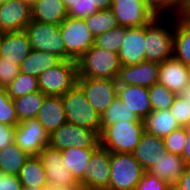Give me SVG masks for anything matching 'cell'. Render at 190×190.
Instances as JSON below:
<instances>
[{
	"mask_svg": "<svg viewBox=\"0 0 190 190\" xmlns=\"http://www.w3.org/2000/svg\"><path fill=\"white\" fill-rule=\"evenodd\" d=\"M167 17L168 16L155 17L149 24L146 25V61L160 64L161 62L173 57L174 18Z\"/></svg>",
	"mask_w": 190,
	"mask_h": 190,
	"instance_id": "1",
	"label": "cell"
},
{
	"mask_svg": "<svg viewBox=\"0 0 190 190\" xmlns=\"http://www.w3.org/2000/svg\"><path fill=\"white\" fill-rule=\"evenodd\" d=\"M78 77L116 79L122 67L118 53L95 45L91 46L77 61Z\"/></svg>",
	"mask_w": 190,
	"mask_h": 190,
	"instance_id": "2",
	"label": "cell"
},
{
	"mask_svg": "<svg viewBox=\"0 0 190 190\" xmlns=\"http://www.w3.org/2000/svg\"><path fill=\"white\" fill-rule=\"evenodd\" d=\"M143 121H121L101 127L100 146L115 153H133L144 132Z\"/></svg>",
	"mask_w": 190,
	"mask_h": 190,
	"instance_id": "3",
	"label": "cell"
},
{
	"mask_svg": "<svg viewBox=\"0 0 190 190\" xmlns=\"http://www.w3.org/2000/svg\"><path fill=\"white\" fill-rule=\"evenodd\" d=\"M61 98L67 122L95 130L100 135L101 117L90 105L85 92L78 83L63 94Z\"/></svg>",
	"mask_w": 190,
	"mask_h": 190,
	"instance_id": "4",
	"label": "cell"
},
{
	"mask_svg": "<svg viewBox=\"0 0 190 190\" xmlns=\"http://www.w3.org/2000/svg\"><path fill=\"white\" fill-rule=\"evenodd\" d=\"M144 172L133 153L110 152V183L107 190H135Z\"/></svg>",
	"mask_w": 190,
	"mask_h": 190,
	"instance_id": "5",
	"label": "cell"
},
{
	"mask_svg": "<svg viewBox=\"0 0 190 190\" xmlns=\"http://www.w3.org/2000/svg\"><path fill=\"white\" fill-rule=\"evenodd\" d=\"M24 30L27 33L32 50L51 53L62 60H73L66 53L59 25L31 20Z\"/></svg>",
	"mask_w": 190,
	"mask_h": 190,
	"instance_id": "6",
	"label": "cell"
},
{
	"mask_svg": "<svg viewBox=\"0 0 190 190\" xmlns=\"http://www.w3.org/2000/svg\"><path fill=\"white\" fill-rule=\"evenodd\" d=\"M77 79L76 61L63 60L38 76L39 90L46 96H62L77 83Z\"/></svg>",
	"mask_w": 190,
	"mask_h": 190,
	"instance_id": "7",
	"label": "cell"
},
{
	"mask_svg": "<svg viewBox=\"0 0 190 190\" xmlns=\"http://www.w3.org/2000/svg\"><path fill=\"white\" fill-rule=\"evenodd\" d=\"M41 159L47 177L49 190H80L79 183L66 170L62 151L49 145L45 146L38 155Z\"/></svg>",
	"mask_w": 190,
	"mask_h": 190,
	"instance_id": "8",
	"label": "cell"
},
{
	"mask_svg": "<svg viewBox=\"0 0 190 190\" xmlns=\"http://www.w3.org/2000/svg\"><path fill=\"white\" fill-rule=\"evenodd\" d=\"M48 145L60 151L72 146L98 148L100 146V136L95 130L65 122L49 135Z\"/></svg>",
	"mask_w": 190,
	"mask_h": 190,
	"instance_id": "9",
	"label": "cell"
},
{
	"mask_svg": "<svg viewBox=\"0 0 190 190\" xmlns=\"http://www.w3.org/2000/svg\"><path fill=\"white\" fill-rule=\"evenodd\" d=\"M66 53L77 61L91 46L95 38L84 19L67 17L60 25Z\"/></svg>",
	"mask_w": 190,
	"mask_h": 190,
	"instance_id": "10",
	"label": "cell"
},
{
	"mask_svg": "<svg viewBox=\"0 0 190 190\" xmlns=\"http://www.w3.org/2000/svg\"><path fill=\"white\" fill-rule=\"evenodd\" d=\"M77 83L85 92L90 105L100 116L118 97L116 79L78 77Z\"/></svg>",
	"mask_w": 190,
	"mask_h": 190,
	"instance_id": "11",
	"label": "cell"
},
{
	"mask_svg": "<svg viewBox=\"0 0 190 190\" xmlns=\"http://www.w3.org/2000/svg\"><path fill=\"white\" fill-rule=\"evenodd\" d=\"M79 186L83 190H107L110 183V151L99 146L89 160Z\"/></svg>",
	"mask_w": 190,
	"mask_h": 190,
	"instance_id": "12",
	"label": "cell"
},
{
	"mask_svg": "<svg viewBox=\"0 0 190 190\" xmlns=\"http://www.w3.org/2000/svg\"><path fill=\"white\" fill-rule=\"evenodd\" d=\"M111 10L119 26L125 28L145 26L156 17L145 0H112Z\"/></svg>",
	"mask_w": 190,
	"mask_h": 190,
	"instance_id": "13",
	"label": "cell"
},
{
	"mask_svg": "<svg viewBox=\"0 0 190 190\" xmlns=\"http://www.w3.org/2000/svg\"><path fill=\"white\" fill-rule=\"evenodd\" d=\"M49 135L36 118L27 119L17 124L14 143L30 156H38L49 144Z\"/></svg>",
	"mask_w": 190,
	"mask_h": 190,
	"instance_id": "14",
	"label": "cell"
},
{
	"mask_svg": "<svg viewBox=\"0 0 190 190\" xmlns=\"http://www.w3.org/2000/svg\"><path fill=\"white\" fill-rule=\"evenodd\" d=\"M158 83L176 95L186 92L190 86V68L174 57L159 64Z\"/></svg>",
	"mask_w": 190,
	"mask_h": 190,
	"instance_id": "15",
	"label": "cell"
},
{
	"mask_svg": "<svg viewBox=\"0 0 190 190\" xmlns=\"http://www.w3.org/2000/svg\"><path fill=\"white\" fill-rule=\"evenodd\" d=\"M159 64L143 61L131 66H122L116 78L118 85H135L150 88L158 83Z\"/></svg>",
	"mask_w": 190,
	"mask_h": 190,
	"instance_id": "16",
	"label": "cell"
},
{
	"mask_svg": "<svg viewBox=\"0 0 190 190\" xmlns=\"http://www.w3.org/2000/svg\"><path fill=\"white\" fill-rule=\"evenodd\" d=\"M146 25L126 28L125 37L118 51L122 66H131L145 61Z\"/></svg>",
	"mask_w": 190,
	"mask_h": 190,
	"instance_id": "17",
	"label": "cell"
},
{
	"mask_svg": "<svg viewBox=\"0 0 190 190\" xmlns=\"http://www.w3.org/2000/svg\"><path fill=\"white\" fill-rule=\"evenodd\" d=\"M31 20V8L20 0H9L0 5V34L23 31Z\"/></svg>",
	"mask_w": 190,
	"mask_h": 190,
	"instance_id": "18",
	"label": "cell"
},
{
	"mask_svg": "<svg viewBox=\"0 0 190 190\" xmlns=\"http://www.w3.org/2000/svg\"><path fill=\"white\" fill-rule=\"evenodd\" d=\"M32 47L25 30L0 34V57L4 61L21 64Z\"/></svg>",
	"mask_w": 190,
	"mask_h": 190,
	"instance_id": "19",
	"label": "cell"
},
{
	"mask_svg": "<svg viewBox=\"0 0 190 190\" xmlns=\"http://www.w3.org/2000/svg\"><path fill=\"white\" fill-rule=\"evenodd\" d=\"M118 98L141 120H144L152 112L147 87L118 85Z\"/></svg>",
	"mask_w": 190,
	"mask_h": 190,
	"instance_id": "20",
	"label": "cell"
},
{
	"mask_svg": "<svg viewBox=\"0 0 190 190\" xmlns=\"http://www.w3.org/2000/svg\"><path fill=\"white\" fill-rule=\"evenodd\" d=\"M167 152L162 138L144 131L133 154L143 169L148 171Z\"/></svg>",
	"mask_w": 190,
	"mask_h": 190,
	"instance_id": "21",
	"label": "cell"
},
{
	"mask_svg": "<svg viewBox=\"0 0 190 190\" xmlns=\"http://www.w3.org/2000/svg\"><path fill=\"white\" fill-rule=\"evenodd\" d=\"M185 166V161L181 156L167 152L147 172L174 187L183 175Z\"/></svg>",
	"mask_w": 190,
	"mask_h": 190,
	"instance_id": "22",
	"label": "cell"
},
{
	"mask_svg": "<svg viewBox=\"0 0 190 190\" xmlns=\"http://www.w3.org/2000/svg\"><path fill=\"white\" fill-rule=\"evenodd\" d=\"M36 119L49 134L67 122L61 96H46Z\"/></svg>",
	"mask_w": 190,
	"mask_h": 190,
	"instance_id": "23",
	"label": "cell"
},
{
	"mask_svg": "<svg viewBox=\"0 0 190 190\" xmlns=\"http://www.w3.org/2000/svg\"><path fill=\"white\" fill-rule=\"evenodd\" d=\"M32 20L60 25L67 17V9L62 0H38L31 8Z\"/></svg>",
	"mask_w": 190,
	"mask_h": 190,
	"instance_id": "24",
	"label": "cell"
},
{
	"mask_svg": "<svg viewBox=\"0 0 190 190\" xmlns=\"http://www.w3.org/2000/svg\"><path fill=\"white\" fill-rule=\"evenodd\" d=\"M97 148H78L75 146L62 150L63 162L66 170L70 171L76 181L79 183L88 168L89 160Z\"/></svg>",
	"mask_w": 190,
	"mask_h": 190,
	"instance_id": "25",
	"label": "cell"
},
{
	"mask_svg": "<svg viewBox=\"0 0 190 190\" xmlns=\"http://www.w3.org/2000/svg\"><path fill=\"white\" fill-rule=\"evenodd\" d=\"M173 57L190 66V20L185 16L174 18Z\"/></svg>",
	"mask_w": 190,
	"mask_h": 190,
	"instance_id": "26",
	"label": "cell"
},
{
	"mask_svg": "<svg viewBox=\"0 0 190 190\" xmlns=\"http://www.w3.org/2000/svg\"><path fill=\"white\" fill-rule=\"evenodd\" d=\"M63 60L51 53L32 50L27 57L19 64L21 73L38 78L44 71L55 67Z\"/></svg>",
	"mask_w": 190,
	"mask_h": 190,
	"instance_id": "27",
	"label": "cell"
},
{
	"mask_svg": "<svg viewBox=\"0 0 190 190\" xmlns=\"http://www.w3.org/2000/svg\"><path fill=\"white\" fill-rule=\"evenodd\" d=\"M144 130L159 138H164L181 127L173 117L170 109L152 111L144 120Z\"/></svg>",
	"mask_w": 190,
	"mask_h": 190,
	"instance_id": "28",
	"label": "cell"
},
{
	"mask_svg": "<svg viewBox=\"0 0 190 190\" xmlns=\"http://www.w3.org/2000/svg\"><path fill=\"white\" fill-rule=\"evenodd\" d=\"M30 155L13 143L0 150V172L6 175L18 176L21 168Z\"/></svg>",
	"mask_w": 190,
	"mask_h": 190,
	"instance_id": "29",
	"label": "cell"
},
{
	"mask_svg": "<svg viewBox=\"0 0 190 190\" xmlns=\"http://www.w3.org/2000/svg\"><path fill=\"white\" fill-rule=\"evenodd\" d=\"M18 178L21 185L47 187L46 172L39 156H30L21 168Z\"/></svg>",
	"mask_w": 190,
	"mask_h": 190,
	"instance_id": "30",
	"label": "cell"
},
{
	"mask_svg": "<svg viewBox=\"0 0 190 190\" xmlns=\"http://www.w3.org/2000/svg\"><path fill=\"white\" fill-rule=\"evenodd\" d=\"M46 95L40 90L13 99L18 121L36 118Z\"/></svg>",
	"mask_w": 190,
	"mask_h": 190,
	"instance_id": "31",
	"label": "cell"
},
{
	"mask_svg": "<svg viewBox=\"0 0 190 190\" xmlns=\"http://www.w3.org/2000/svg\"><path fill=\"white\" fill-rule=\"evenodd\" d=\"M100 117L101 127H107L108 125H113L121 121H143L124 105L118 97Z\"/></svg>",
	"mask_w": 190,
	"mask_h": 190,
	"instance_id": "32",
	"label": "cell"
},
{
	"mask_svg": "<svg viewBox=\"0 0 190 190\" xmlns=\"http://www.w3.org/2000/svg\"><path fill=\"white\" fill-rule=\"evenodd\" d=\"M84 21L94 38L119 26L111 9L100 10L97 13L84 18Z\"/></svg>",
	"mask_w": 190,
	"mask_h": 190,
	"instance_id": "33",
	"label": "cell"
},
{
	"mask_svg": "<svg viewBox=\"0 0 190 190\" xmlns=\"http://www.w3.org/2000/svg\"><path fill=\"white\" fill-rule=\"evenodd\" d=\"M187 0H145L147 7L156 17L177 18L186 13Z\"/></svg>",
	"mask_w": 190,
	"mask_h": 190,
	"instance_id": "34",
	"label": "cell"
},
{
	"mask_svg": "<svg viewBox=\"0 0 190 190\" xmlns=\"http://www.w3.org/2000/svg\"><path fill=\"white\" fill-rule=\"evenodd\" d=\"M112 0H74L67 9L69 17L84 19L100 10L111 9Z\"/></svg>",
	"mask_w": 190,
	"mask_h": 190,
	"instance_id": "35",
	"label": "cell"
},
{
	"mask_svg": "<svg viewBox=\"0 0 190 190\" xmlns=\"http://www.w3.org/2000/svg\"><path fill=\"white\" fill-rule=\"evenodd\" d=\"M5 89L8 96L13 100L29 93L39 91L38 78L20 72Z\"/></svg>",
	"mask_w": 190,
	"mask_h": 190,
	"instance_id": "36",
	"label": "cell"
},
{
	"mask_svg": "<svg viewBox=\"0 0 190 190\" xmlns=\"http://www.w3.org/2000/svg\"><path fill=\"white\" fill-rule=\"evenodd\" d=\"M152 111H161L170 109L174 98L177 96L171 90L160 83L153 84L148 88Z\"/></svg>",
	"mask_w": 190,
	"mask_h": 190,
	"instance_id": "37",
	"label": "cell"
},
{
	"mask_svg": "<svg viewBox=\"0 0 190 190\" xmlns=\"http://www.w3.org/2000/svg\"><path fill=\"white\" fill-rule=\"evenodd\" d=\"M125 33V27L117 26L108 32L97 36L95 38L94 45L105 50L118 53L122 45L123 38L125 37Z\"/></svg>",
	"mask_w": 190,
	"mask_h": 190,
	"instance_id": "38",
	"label": "cell"
},
{
	"mask_svg": "<svg viewBox=\"0 0 190 190\" xmlns=\"http://www.w3.org/2000/svg\"><path fill=\"white\" fill-rule=\"evenodd\" d=\"M0 123L11 126H17L19 123L13 100L5 88H0Z\"/></svg>",
	"mask_w": 190,
	"mask_h": 190,
	"instance_id": "39",
	"label": "cell"
},
{
	"mask_svg": "<svg viewBox=\"0 0 190 190\" xmlns=\"http://www.w3.org/2000/svg\"><path fill=\"white\" fill-rule=\"evenodd\" d=\"M185 141L186 127H179L163 138L166 150L179 156H182Z\"/></svg>",
	"mask_w": 190,
	"mask_h": 190,
	"instance_id": "40",
	"label": "cell"
},
{
	"mask_svg": "<svg viewBox=\"0 0 190 190\" xmlns=\"http://www.w3.org/2000/svg\"><path fill=\"white\" fill-rule=\"evenodd\" d=\"M170 111L181 127L190 126V105L186 103L181 95L174 98Z\"/></svg>",
	"mask_w": 190,
	"mask_h": 190,
	"instance_id": "41",
	"label": "cell"
},
{
	"mask_svg": "<svg viewBox=\"0 0 190 190\" xmlns=\"http://www.w3.org/2000/svg\"><path fill=\"white\" fill-rule=\"evenodd\" d=\"M20 73L19 65L0 57V88H6Z\"/></svg>",
	"mask_w": 190,
	"mask_h": 190,
	"instance_id": "42",
	"label": "cell"
},
{
	"mask_svg": "<svg viewBox=\"0 0 190 190\" xmlns=\"http://www.w3.org/2000/svg\"><path fill=\"white\" fill-rule=\"evenodd\" d=\"M171 186L145 171L135 190H168Z\"/></svg>",
	"mask_w": 190,
	"mask_h": 190,
	"instance_id": "43",
	"label": "cell"
},
{
	"mask_svg": "<svg viewBox=\"0 0 190 190\" xmlns=\"http://www.w3.org/2000/svg\"><path fill=\"white\" fill-rule=\"evenodd\" d=\"M16 126L0 123V150L14 143Z\"/></svg>",
	"mask_w": 190,
	"mask_h": 190,
	"instance_id": "44",
	"label": "cell"
},
{
	"mask_svg": "<svg viewBox=\"0 0 190 190\" xmlns=\"http://www.w3.org/2000/svg\"><path fill=\"white\" fill-rule=\"evenodd\" d=\"M21 186L18 176L6 175L0 172V190H20Z\"/></svg>",
	"mask_w": 190,
	"mask_h": 190,
	"instance_id": "45",
	"label": "cell"
},
{
	"mask_svg": "<svg viewBox=\"0 0 190 190\" xmlns=\"http://www.w3.org/2000/svg\"><path fill=\"white\" fill-rule=\"evenodd\" d=\"M176 190H190V165H186L183 175L179 178L175 184Z\"/></svg>",
	"mask_w": 190,
	"mask_h": 190,
	"instance_id": "46",
	"label": "cell"
},
{
	"mask_svg": "<svg viewBox=\"0 0 190 190\" xmlns=\"http://www.w3.org/2000/svg\"><path fill=\"white\" fill-rule=\"evenodd\" d=\"M181 157L184 159L186 165H190V126L186 127V141Z\"/></svg>",
	"mask_w": 190,
	"mask_h": 190,
	"instance_id": "47",
	"label": "cell"
},
{
	"mask_svg": "<svg viewBox=\"0 0 190 190\" xmlns=\"http://www.w3.org/2000/svg\"><path fill=\"white\" fill-rule=\"evenodd\" d=\"M20 190H49L48 187H39V186H21Z\"/></svg>",
	"mask_w": 190,
	"mask_h": 190,
	"instance_id": "48",
	"label": "cell"
},
{
	"mask_svg": "<svg viewBox=\"0 0 190 190\" xmlns=\"http://www.w3.org/2000/svg\"><path fill=\"white\" fill-rule=\"evenodd\" d=\"M181 96L185 99L186 103L190 105V86L184 94H181Z\"/></svg>",
	"mask_w": 190,
	"mask_h": 190,
	"instance_id": "49",
	"label": "cell"
},
{
	"mask_svg": "<svg viewBox=\"0 0 190 190\" xmlns=\"http://www.w3.org/2000/svg\"><path fill=\"white\" fill-rule=\"evenodd\" d=\"M22 3H24L25 5L29 6L30 8H32L38 0H20Z\"/></svg>",
	"mask_w": 190,
	"mask_h": 190,
	"instance_id": "50",
	"label": "cell"
},
{
	"mask_svg": "<svg viewBox=\"0 0 190 190\" xmlns=\"http://www.w3.org/2000/svg\"><path fill=\"white\" fill-rule=\"evenodd\" d=\"M184 16L190 20V0L186 1V13Z\"/></svg>",
	"mask_w": 190,
	"mask_h": 190,
	"instance_id": "51",
	"label": "cell"
},
{
	"mask_svg": "<svg viewBox=\"0 0 190 190\" xmlns=\"http://www.w3.org/2000/svg\"><path fill=\"white\" fill-rule=\"evenodd\" d=\"M62 1L64 2L66 9L72 6V3L74 2V0H62Z\"/></svg>",
	"mask_w": 190,
	"mask_h": 190,
	"instance_id": "52",
	"label": "cell"
},
{
	"mask_svg": "<svg viewBox=\"0 0 190 190\" xmlns=\"http://www.w3.org/2000/svg\"><path fill=\"white\" fill-rule=\"evenodd\" d=\"M7 1H9V0H0V5H1V4H4V3L7 2Z\"/></svg>",
	"mask_w": 190,
	"mask_h": 190,
	"instance_id": "53",
	"label": "cell"
},
{
	"mask_svg": "<svg viewBox=\"0 0 190 190\" xmlns=\"http://www.w3.org/2000/svg\"><path fill=\"white\" fill-rule=\"evenodd\" d=\"M168 190H176L174 187H171L170 189H168Z\"/></svg>",
	"mask_w": 190,
	"mask_h": 190,
	"instance_id": "54",
	"label": "cell"
}]
</instances>
